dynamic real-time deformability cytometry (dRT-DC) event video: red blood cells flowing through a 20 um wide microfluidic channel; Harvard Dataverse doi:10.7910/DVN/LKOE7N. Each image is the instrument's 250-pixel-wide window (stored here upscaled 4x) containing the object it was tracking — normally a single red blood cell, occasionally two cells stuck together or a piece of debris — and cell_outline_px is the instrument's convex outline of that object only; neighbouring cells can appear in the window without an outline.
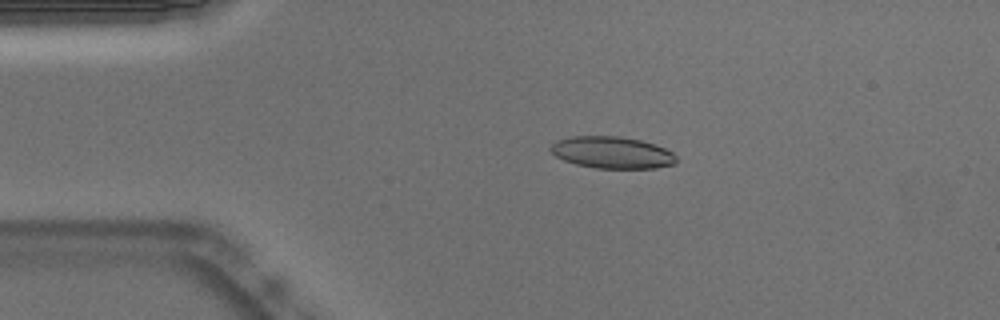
{"species": "Egyptian fruit bat (a non-hibernating species)", "species_latin": "Rousettus aegyptiacus", "temperature_condition": "warm", "stored_images_in_passage": 52, "camera_frame_rate_fps": 3000, "um_per_image_px": 0.085, "animal": {"sex": "male"}, "frame": {"image": 1, "passage_image": 10, "time_ms": 3.0, "image_size_px": [1000, 320], "cell_outline_px": [[676, 164], [656, 168], [596, 168], [576, 164], [564, 160], [556, 156], [548, 148], [556, 140], [572, 136], [620, 136], [640, 140], [656, 144], [672, 152], [676, 156]], "centroid_in_image_um": [52.03, 12.96], "position_along_channel_um": 33.0, "area_um2": 23.41}}
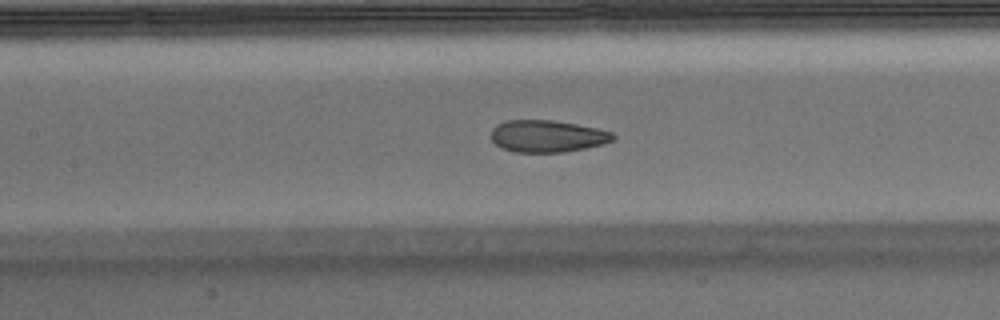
{"frame": {"image": 2, "passage_image": 23, "time_ms": 7.333, "image_size_px": [1000, 320], "cell_outline_px": [[616, 136], [612, 140], [604, 144], [564, 152], [516, 152], [500, 148], [492, 140], [492, 128], [496, 124], [508, 120], [552, 120], [576, 124], [596, 128], [612, 132]], "centroid_in_image_um": [46.51, 11.57], "position_along_channel_um": 160.9, "area_um2": 22.72}, "authors_computed_cell_mechanics": {"area_um2": 23.698, "velocity_mm_per_s": 3.7924, "shape_relaxation_time_tau1_ms": 7.5182, "shape_relaxation_time_tau2_ms": 1.2595, "deformation_change_tau1": 0.2112, "deformation_change_tau2": 0.0757}}